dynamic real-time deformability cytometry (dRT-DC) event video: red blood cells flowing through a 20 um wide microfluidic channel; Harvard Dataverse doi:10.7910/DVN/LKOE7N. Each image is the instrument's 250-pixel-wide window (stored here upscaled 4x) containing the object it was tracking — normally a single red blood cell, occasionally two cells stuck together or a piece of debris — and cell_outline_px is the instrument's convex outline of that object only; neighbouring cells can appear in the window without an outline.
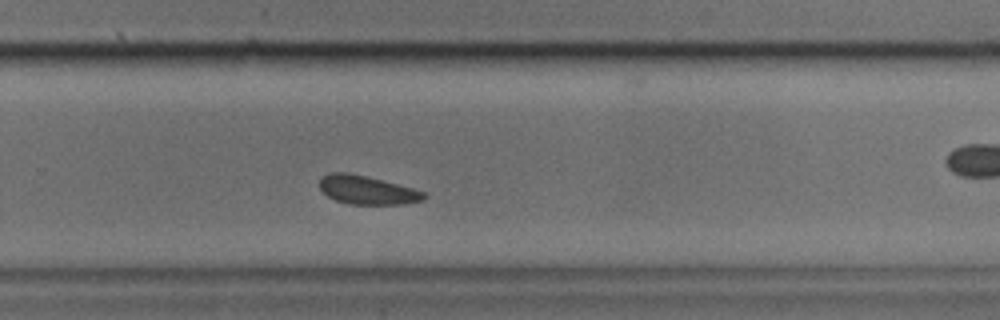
{"species": "common noctule bat (a hibernating species)", "species_latin": "Nyctalus noctula", "temperature_condition": "cold", "stored_images_in_passage": 30, "camera_frame_rate_fps": 3000, "um_per_image_px": 0.085, "animal": {"sex": "male", "body_mass_g": 17.9, "forearm_length_mm": 54.2}, "frame": {"image": 1, "passage_image": 17, "time_ms": 5.333, "image_size_px": [1000, 320], "cell_outline_px": [[428, 196], [424, 200], [404, 204], [348, 204], [336, 200], [328, 196], [320, 188], [320, 180], [328, 172], [348, 172], [412, 188], [424, 192]], "centroid_in_image_um": [31.21, 16.16], "position_along_channel_um": 298.6, "area_um2": 17.17}}
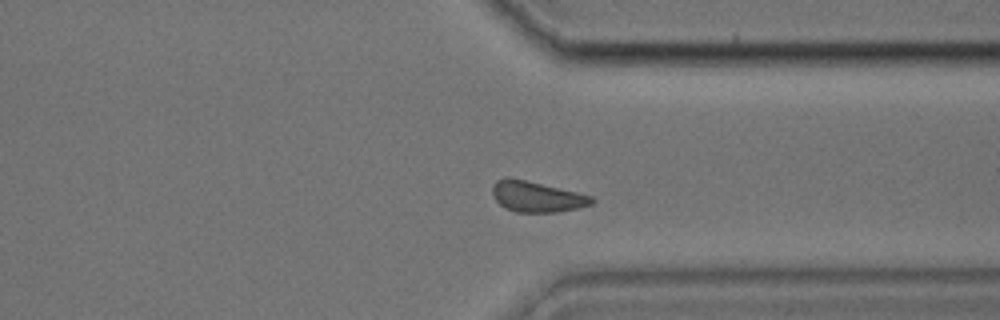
{"frame": {"image": 2, "passage_image": 21, "time_ms": 6.667, "image_size_px": [1000, 320], "cell_outline_px": [[596, 200], [592, 204], [576, 208], [556, 212], [516, 212], [504, 208], [496, 200], [492, 192], [492, 188], [496, 180], [504, 176], [508, 176], [576, 192], [592, 196]], "centroid_in_image_um": [45.59, 16.71], "position_along_channel_um": 365.8, "area_um2": 17.69}}